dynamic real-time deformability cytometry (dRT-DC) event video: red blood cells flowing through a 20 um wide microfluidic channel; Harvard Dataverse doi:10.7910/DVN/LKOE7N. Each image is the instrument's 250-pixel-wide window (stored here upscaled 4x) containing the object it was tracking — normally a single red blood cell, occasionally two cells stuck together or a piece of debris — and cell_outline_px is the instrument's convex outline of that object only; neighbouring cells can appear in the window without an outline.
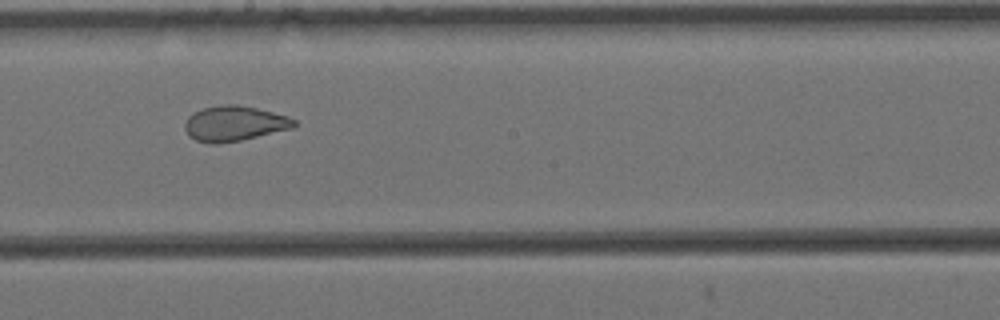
{"species": "Egyptian fruit bat (a non-hibernating species)", "species_latin": "Rousettus aegyptiacus", "temperature_condition": "cold", "stored_images_in_passage": 9, "camera_frame_rate_fps": 3000, "um_per_image_px": 0.085, "animal": {"sex": "female"}, "frame": {"image": 1, "passage_image": 6, "time_ms": 1.667, "image_size_px": [1000, 320], "cell_outline_px": [[296, 124], [292, 128], [240, 140], [216, 144], [212, 144], [196, 140], [188, 136], [184, 128], [184, 124], [188, 116], [204, 108], [220, 104], [236, 104], [256, 108], [288, 116], [296, 120]], "centroid_in_image_um": [19.89, 10.49], "position_along_channel_um": 228.3, "area_um2": 22.25}}
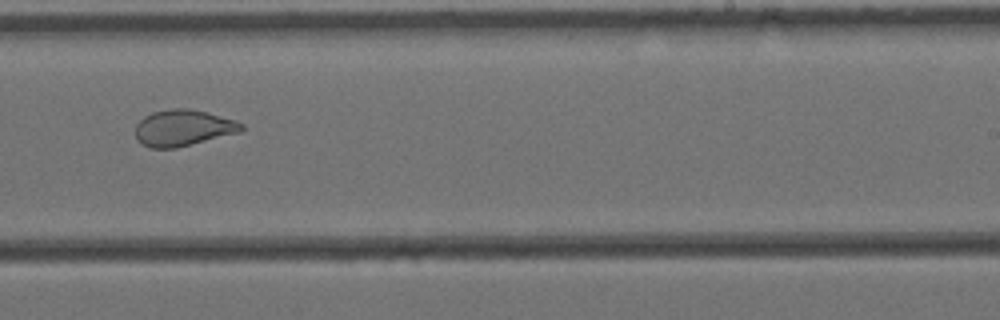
{"frame": {"image": 2, "passage_image": 7, "time_ms": 2.0, "image_size_px": [1000, 320], "cell_outline_px": [[244, 128], [240, 132], [176, 148], [148, 148], [136, 140], [136, 124], [144, 116], [152, 112], [172, 108], [188, 108], [236, 120], [244, 124]], "centroid_in_image_um": [15.54, 10.87], "position_along_channel_um": 273.5, "area_um2": 22.43}}